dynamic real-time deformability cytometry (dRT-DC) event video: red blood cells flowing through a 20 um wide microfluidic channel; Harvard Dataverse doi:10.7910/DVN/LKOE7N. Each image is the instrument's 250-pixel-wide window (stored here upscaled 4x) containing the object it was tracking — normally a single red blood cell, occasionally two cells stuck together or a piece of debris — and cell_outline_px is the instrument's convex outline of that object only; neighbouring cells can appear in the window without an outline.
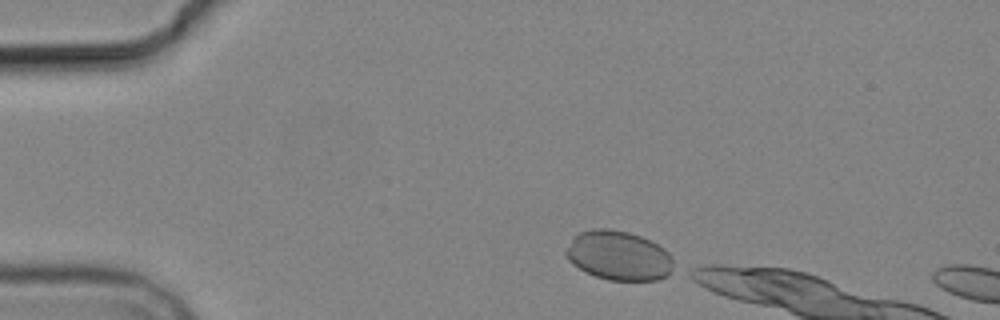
{"species": "common noctule bat (a hibernating species)", "species_latin": "Nyctalus noctula", "temperature_condition": "cold", "stored_images_in_passage": 3, "camera_frame_rate_fps": 3000, "um_per_image_px": 0.085, "animal": {"sex": "male", "body_mass_g": 19.2, "forearm_length_mm": 51.8}, "frame": {"image": 1, "passage_image": 1, "time_ms": 0.0, "image_size_px": [1000, 320], "cell_outline_px": [[672, 264], [668, 272], [664, 276], [656, 280], [608, 280], [596, 276], [572, 264], [568, 260], [564, 252], [572, 236], [580, 232], [592, 228], [604, 228], [628, 232], [640, 236], [664, 248], [668, 252], [672, 260]], "centroid_in_image_um": [52.52, 21.7], "position_along_channel_um": 32.5, "area_um2": 30.63}}